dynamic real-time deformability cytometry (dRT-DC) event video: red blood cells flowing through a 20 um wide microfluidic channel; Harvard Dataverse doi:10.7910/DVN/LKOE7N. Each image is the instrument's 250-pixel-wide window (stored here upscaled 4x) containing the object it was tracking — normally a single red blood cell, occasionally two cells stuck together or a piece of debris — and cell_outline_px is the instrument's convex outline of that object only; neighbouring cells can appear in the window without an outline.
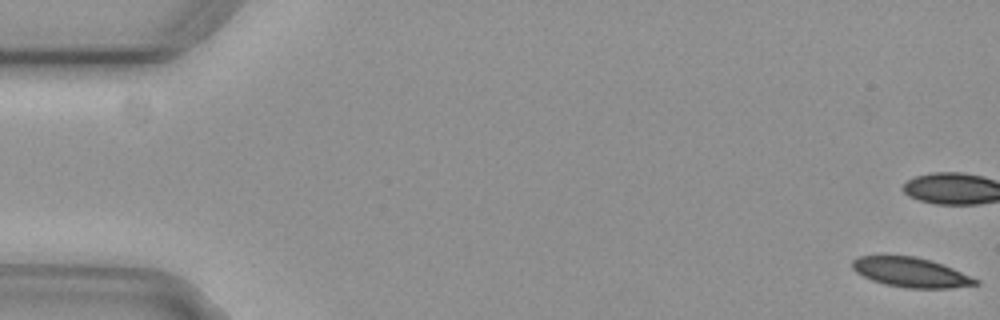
{"species": "common noctule bat (a hibernating species)", "species_latin": "Nyctalus noctula", "temperature_condition": "cold", "stored_images_in_passage": 55, "camera_frame_rate_fps": 3000, "um_per_image_px": 0.085, "animal": {"sex": "female", "body_mass_g": 29.2, "forearm_length_mm": 56.3}, "frame": {"image": 1, "passage_image": 1, "time_ms": 0.0, "image_size_px": [1000, 320], "cell_outline_px": [[980, 284], [952, 288], [908, 288], [884, 284], [872, 280], [856, 272], [852, 268], [852, 260], [860, 256], [880, 252], [916, 256], [932, 260], [944, 264], [980, 280]], "centroid_in_image_um": [77.39, 23.09], "position_along_channel_um": 7.6, "area_um2": 22.2}, "authors_computed_cell_mechanics": {"area_um2": 23.5246, "velocity_mm_per_s": 3.7944, "shape_relaxation_time_tau1_ms": 4.6742, "shape_relaxation_time_tau2_ms": null, "deformation_change_tau1": 0.1239, "deformation_change_tau2": null}}